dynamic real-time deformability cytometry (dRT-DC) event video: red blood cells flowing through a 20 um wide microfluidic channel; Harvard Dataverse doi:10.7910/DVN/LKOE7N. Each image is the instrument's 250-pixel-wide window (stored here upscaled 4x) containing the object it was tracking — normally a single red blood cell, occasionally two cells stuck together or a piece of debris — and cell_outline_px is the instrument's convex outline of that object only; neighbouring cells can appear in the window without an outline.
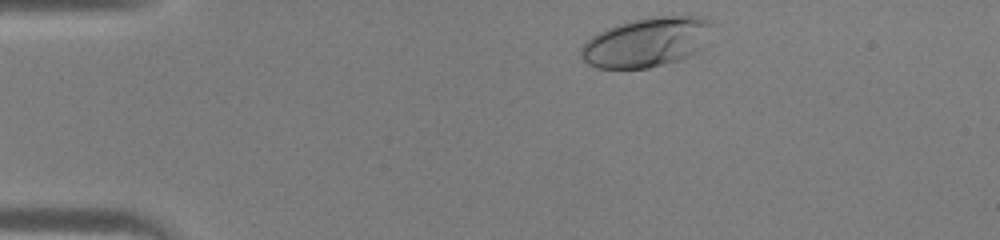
{"species": "human", "species_latin": "Homo sapiens", "temperature_condition": "warm", "stored_images_in_passage": 30, "camera_frame_rate_fps": 3000, "um_per_image_px": 0.085, "donor": {"sex": "male"}, "frame": {"image": 1, "passage_image": 1, "time_ms": 0.0, "image_size_px": [1000, 240], "cell_outline_px": [[712, 24], [700, 52], [680, 60], [648, 68], [596, 68], [588, 64], [580, 56], [580, 48], [592, 36], [604, 28], [616, 24], [656, 16], [700, 16], [712, 20]], "centroid_in_image_um": [54.96, 3.59], "position_along_channel_um": 30.0, "area_um2": 37.92}}
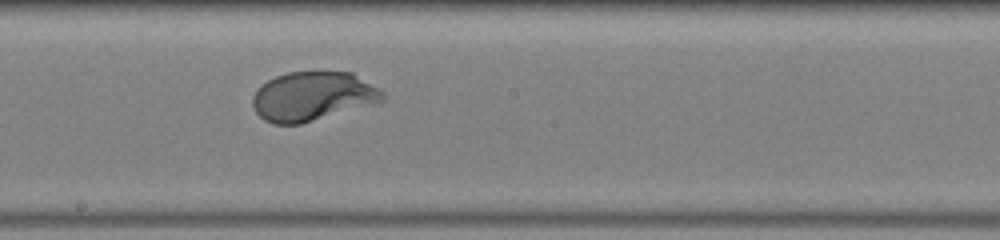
{"frame": {"image": 2, "passage_image": 18, "time_ms": 5.667, "image_size_px": [1000, 240], "cell_outline_px": [[384, 100], [300, 124], [272, 124], [264, 120], [256, 112], [252, 104], [252, 96], [268, 80], [276, 76], [288, 72], [352, 72], [384, 92]], "centroid_in_image_um": [26.54, 8.18], "position_along_channel_um": 221.7, "area_um2": 36.59}}
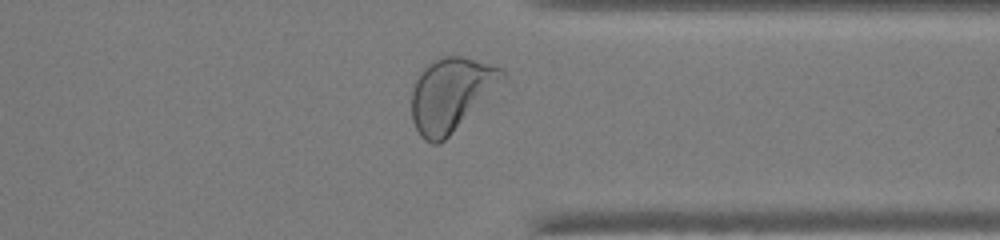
{"frame": {"image": 3, "passage_image": 28, "time_ms": 9.0, "image_size_px": [1000, 240], "cell_outline_px": [[508, 76], [440, 144], [432, 144], [424, 140], [420, 136], [412, 120], [412, 88], [420, 72], [428, 64], [444, 56], [464, 56], [492, 64], [504, 68]], "centroid_in_image_um": [38.34, 8.0], "position_along_channel_um": 373.1, "area_um2": 38.44}}